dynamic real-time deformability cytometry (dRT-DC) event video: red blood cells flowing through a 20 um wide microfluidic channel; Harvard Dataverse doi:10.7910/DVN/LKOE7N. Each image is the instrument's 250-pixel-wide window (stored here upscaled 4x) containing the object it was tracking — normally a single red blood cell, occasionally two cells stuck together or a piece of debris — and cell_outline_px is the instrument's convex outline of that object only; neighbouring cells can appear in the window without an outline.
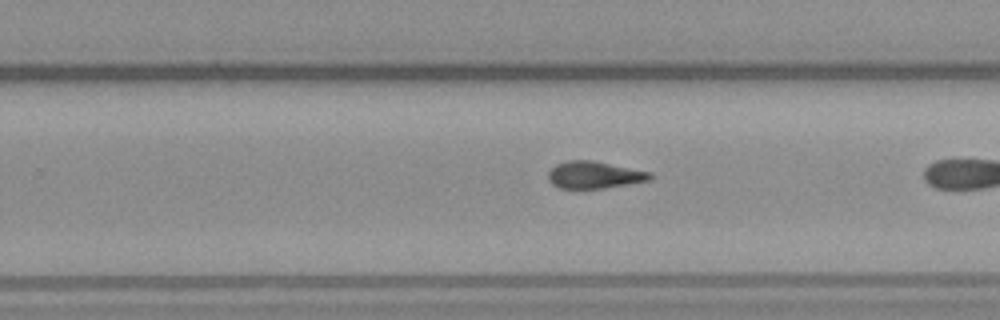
{"species": "common noctule bat (a hibernating species)", "species_latin": "Nyctalus noctula", "temperature_condition": "warm", "stored_images_in_passage": 29, "camera_frame_rate_fps": 3000, "um_per_image_px": 0.085, "animal": {"sex": "male", "body_mass_g": 23.1, "forearm_length_mm": 52.7}, "frame": {"image": 1, "passage_image": 28, "time_ms": 9.0, "image_size_px": [1000, 320], "cell_outline_px": [[656, 176], [652, 180], [604, 188], [560, 188], [552, 184], [548, 180], [548, 172], [556, 164], [568, 160], [592, 160], [652, 172]], "centroid_in_image_um": [50.56, 14.86], "position_along_channel_um": 279.2, "area_um2": 16.24}}